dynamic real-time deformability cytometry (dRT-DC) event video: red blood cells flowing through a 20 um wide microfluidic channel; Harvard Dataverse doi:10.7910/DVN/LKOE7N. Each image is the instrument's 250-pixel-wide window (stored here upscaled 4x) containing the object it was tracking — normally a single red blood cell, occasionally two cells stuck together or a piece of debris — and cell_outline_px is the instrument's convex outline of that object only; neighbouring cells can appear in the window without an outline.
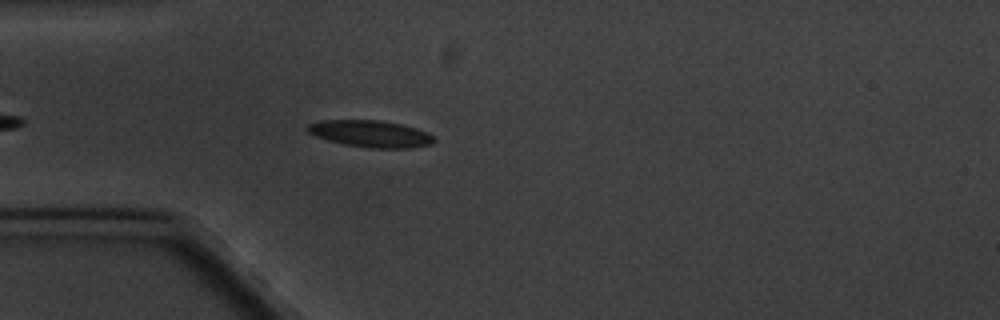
{"species": "common noctule bat (a hibernating species)", "species_latin": "Nyctalus noctula", "temperature_condition": "cold", "stored_images_in_passage": 5, "camera_frame_rate_fps": 3000, "um_per_image_px": 0.085, "animal": {"sex": "male", "body_mass_g": 20.1, "forearm_length_mm": 53.5}, "frame": {"image": 1, "passage_image": 5, "time_ms": 5.333, "image_size_px": [1000, 320], "cell_outline_px": [[436, 140], [432, 144], [412, 148], [368, 148], [344, 144], [328, 140], [316, 136], [308, 132], [304, 128], [308, 124], [320, 120], [376, 120], [400, 124], [416, 128], [432, 136]], "centroid_in_image_um": [31.46, 11.37], "position_along_channel_um": 53.5, "area_um2": 19.71}}